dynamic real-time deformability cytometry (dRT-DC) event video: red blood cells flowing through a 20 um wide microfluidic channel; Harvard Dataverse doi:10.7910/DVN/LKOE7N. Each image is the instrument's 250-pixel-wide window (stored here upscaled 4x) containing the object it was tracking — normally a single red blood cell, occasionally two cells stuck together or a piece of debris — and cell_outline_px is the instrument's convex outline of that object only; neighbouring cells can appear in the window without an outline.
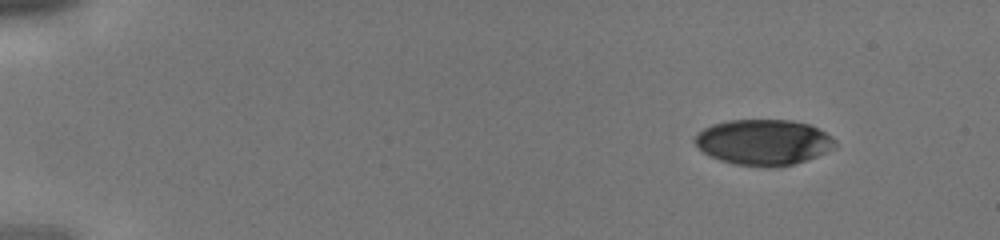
{"species": "human", "species_latin": "Homo sapiens", "temperature_condition": "cold", "stored_images_in_passage": 39, "camera_frame_rate_fps": 3000, "um_per_image_px": 0.085, "donor": {"sex": "male"}, "frame": {"image": 1, "passage_image": 1, "time_ms": 0.0, "image_size_px": [1000, 240], "cell_outline_px": [[836, 148], [816, 156], [780, 168], [764, 168], [736, 164], [720, 160], [704, 152], [692, 140], [704, 128], [712, 124], [728, 120], [792, 120], [808, 124], [832, 136], [836, 140]], "centroid_in_image_um": [64.92, 12.1], "position_along_channel_um": 20.1, "area_um2": 37.4}}
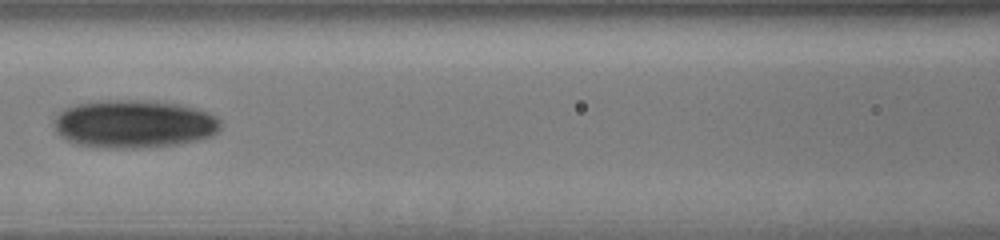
{"frame": {"image": 2, "passage_image": 17, "time_ms": 5.333, "image_size_px": [1000, 240], "cell_outline_px": [[220, 128], [212, 136], [200, 140], [180, 144], [140, 148], [104, 148], [76, 144], [60, 136], [56, 132], [52, 124], [56, 116], [64, 108], [76, 104], [100, 100], [156, 100], [180, 104], [196, 108], [208, 112], [216, 116], [220, 120]], "centroid_in_image_um": [11.39, 10.53], "position_along_channel_um": 155.2, "area_um2": 47.34}}
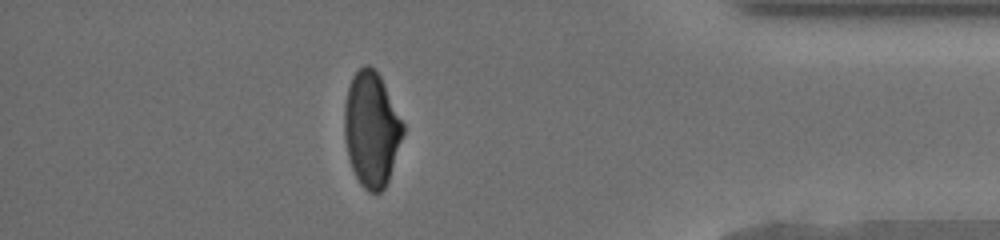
{"frame": {"image": 3, "passage_image": 34, "time_ms": 11.0, "image_size_px": [1000, 240], "cell_outline_px": [[404, 132], [388, 180], [384, 188], [380, 192], [368, 192], [360, 184], [352, 168], [348, 156], [344, 136], [344, 104], [348, 88], [352, 76], [364, 64], [368, 64], [380, 76], [404, 124]], "centroid_in_image_um": [31.56, 10.98], "position_along_channel_um": 403.6, "area_um2": 38.96}}